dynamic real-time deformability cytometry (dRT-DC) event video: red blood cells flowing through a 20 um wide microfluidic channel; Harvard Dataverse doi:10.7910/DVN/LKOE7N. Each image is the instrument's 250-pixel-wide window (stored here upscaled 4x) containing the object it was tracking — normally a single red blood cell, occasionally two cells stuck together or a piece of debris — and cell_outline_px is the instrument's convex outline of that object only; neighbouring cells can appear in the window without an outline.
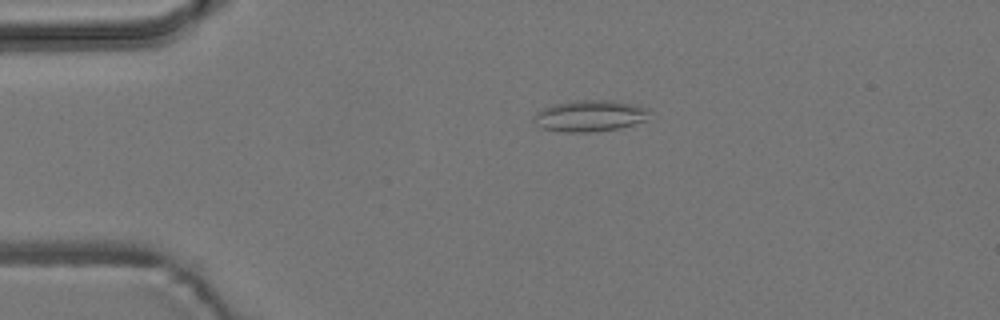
{"species": "common noctule bat (a hibernating species)", "species_latin": "Nyctalus noctula", "temperature_condition": "room temperature", "stored_images_in_passage": 5, "camera_frame_rate_fps": 3000, "um_per_image_px": 0.085, "animal": {"sex": "male", "body_mass_g": 19.2, "forearm_length_mm": 51.8}, "frame": {"image": 1, "passage_image": 4, "time_ms": 3.333, "image_size_px": [1000, 320], "cell_outline_px": [[648, 120], [616, 128], [588, 132], [564, 132], [540, 128], [536, 124], [536, 112], [552, 104], [576, 100], [612, 100], [632, 104], [648, 108]], "centroid_in_image_um": [50.13, 9.84], "position_along_channel_um": 34.9, "area_um2": 20.87}}